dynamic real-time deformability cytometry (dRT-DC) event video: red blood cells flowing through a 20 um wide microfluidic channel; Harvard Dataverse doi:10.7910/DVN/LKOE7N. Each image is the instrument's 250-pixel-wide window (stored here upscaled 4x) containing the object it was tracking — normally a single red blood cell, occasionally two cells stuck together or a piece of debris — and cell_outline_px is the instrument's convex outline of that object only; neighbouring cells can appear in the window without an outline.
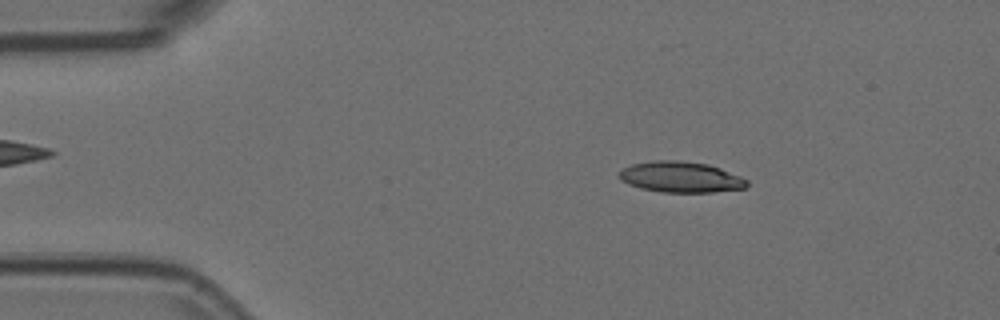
{"species": "Egyptian fruit bat (a non-hibernating species)", "species_latin": "Rousettus aegyptiacus", "temperature_condition": "room temperature", "stored_images_in_passage": 54, "camera_frame_rate_fps": 3000, "um_per_image_px": 0.085, "animal": {"sex": "female"}, "frame": {"image": 1, "passage_image": 8, "time_ms": 2.333, "image_size_px": [1000, 320], "cell_outline_px": [[748, 184], [744, 188], [712, 192], [664, 192], [644, 188], [628, 184], [620, 180], [620, 172], [624, 168], [632, 164], [652, 160], [680, 160], [708, 164], [720, 168], [740, 176], [748, 180]], "centroid_in_image_um": [57.88, 15.04], "position_along_channel_um": 27.1, "area_um2": 22.77}}
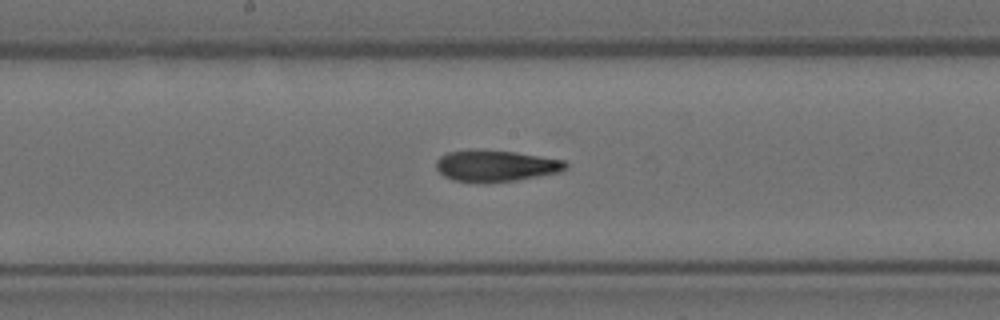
{"frame": {"image": 2, "passage_image": 27, "time_ms": 8.667, "image_size_px": [1000, 320], "cell_outline_px": [[568, 168], [560, 172], [540, 176], [516, 180], [488, 184], [480, 184], [452, 180], [444, 176], [436, 168], [436, 160], [440, 156], [448, 152], [516, 152], [564, 160], [568, 164]], "centroid_in_image_um": [42.17, 14.16], "position_along_channel_um": 206.0, "area_um2": 23.41}}
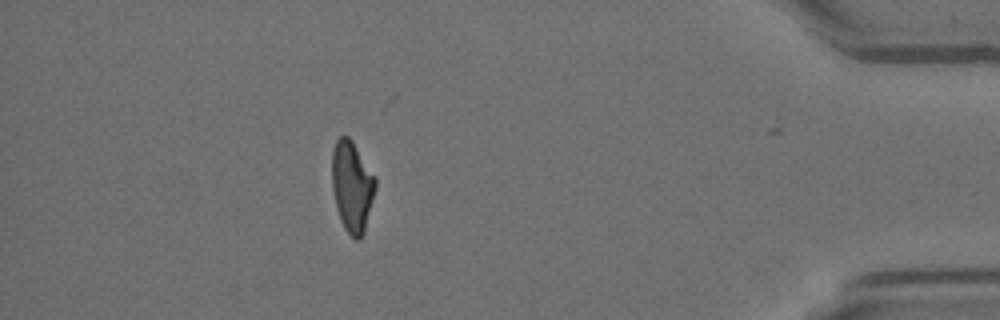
{"frame": {"image": 3, "passage_image": 47, "time_ms": 15.333, "image_size_px": [1000, 320], "cell_outline_px": [[376, 188], [364, 232], [360, 240], [356, 240], [344, 228], [340, 220], [336, 208], [332, 188], [332, 152], [336, 140], [340, 136], [348, 136], [352, 140], [376, 176]], "centroid_in_image_um": [29.93, 15.83], "position_along_channel_um": 405.3, "area_um2": 23.18}, "authors_computed_cell_mechanics": {"area_um2": 23.2934, "velocity_mm_per_s": 3.7587, "shape_relaxation_time_tau1_ms": null, "shape_relaxation_time_tau2_ms": 3.0283, "deformation_change_tau1": null, "deformation_change_tau2": 0.1096}}